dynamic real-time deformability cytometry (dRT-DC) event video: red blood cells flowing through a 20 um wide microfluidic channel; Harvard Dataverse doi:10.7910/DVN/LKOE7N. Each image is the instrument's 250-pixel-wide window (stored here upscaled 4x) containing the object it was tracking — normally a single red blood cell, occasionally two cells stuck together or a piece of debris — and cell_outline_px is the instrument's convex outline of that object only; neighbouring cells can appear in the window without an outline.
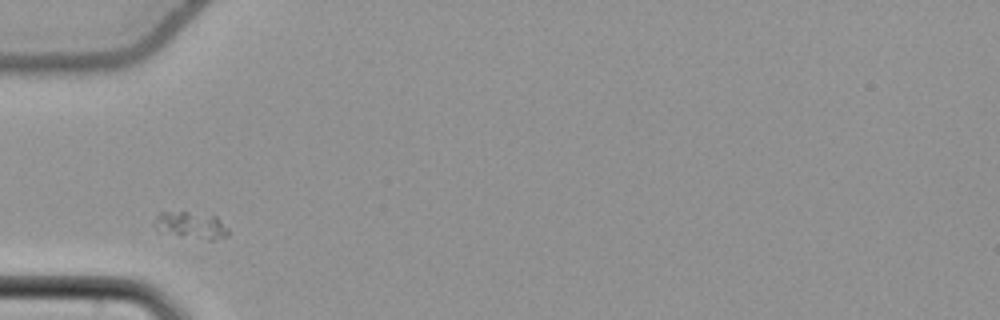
{"species": "common noctule bat (a hibernating species)", "species_latin": "Nyctalus noctula", "temperature_condition": "cold", "stored_images_in_passage": 30, "camera_frame_rate_fps": 3000, "um_per_image_px": 0.085, "animal": {"sex": "female", "body_mass_g": 22.7, "forearm_length_mm": 54.2}, "frame": {"image": 1, "passage_image": 4, "time_ms": 1.0, "image_size_px": [1000, 320], "cell_outline_px": [[228, 236], [212, 240], [208, 240], [180, 236], [156, 232], [152, 224], [156, 216], [160, 212], [188, 212], [216, 216], [228, 228]], "centroid_in_image_um": [16.18, 19.16], "position_along_channel_um": 68.8, "area_um2": 11.79}}
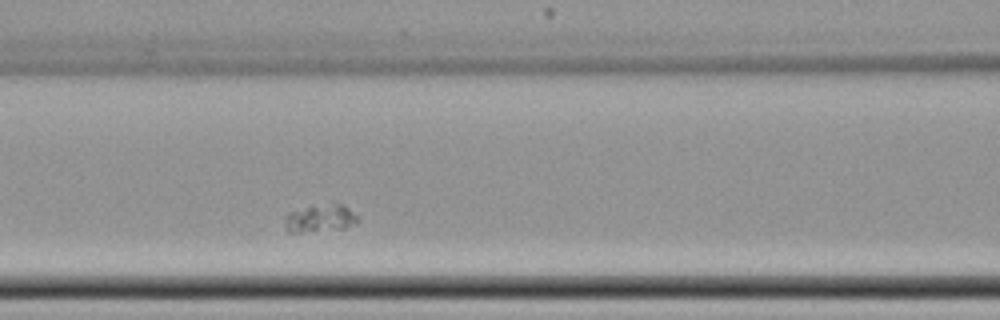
{"frame": {"image": 2, "passage_image": 10, "time_ms": 3.0, "image_size_px": [1000, 320], "cell_outline_px": [[356, 220], [344, 228], [300, 232], [288, 232], [284, 224], [284, 216], [288, 212], [308, 208], [336, 204], [344, 204], [356, 216]], "centroid_in_image_um": [27.13, 18.58], "position_along_channel_um": 139.5, "area_um2": 11.04}}
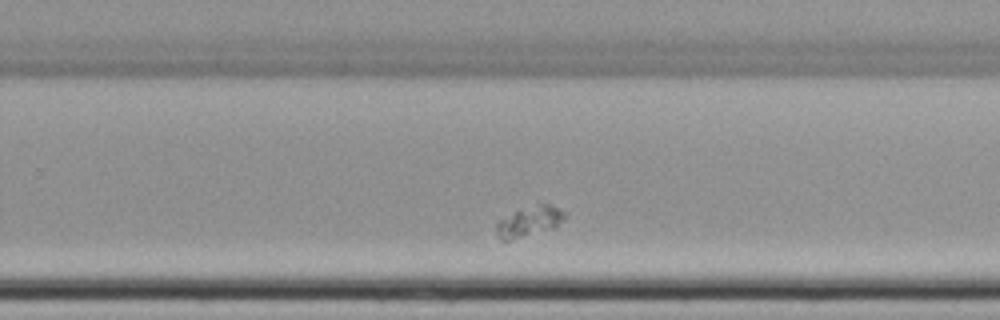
{"frame": {"image": 3, "passage_image": 22, "time_ms": 7.0, "image_size_px": [1000, 320], "cell_outline_px": [[564, 216], [552, 228], [508, 240], [500, 240], [496, 236], [496, 224], [500, 220], [516, 212], [540, 204], [552, 204], [564, 212]], "centroid_in_image_um": [44.94, 18.84], "position_along_channel_um": 284.9, "area_um2": 11.21}}